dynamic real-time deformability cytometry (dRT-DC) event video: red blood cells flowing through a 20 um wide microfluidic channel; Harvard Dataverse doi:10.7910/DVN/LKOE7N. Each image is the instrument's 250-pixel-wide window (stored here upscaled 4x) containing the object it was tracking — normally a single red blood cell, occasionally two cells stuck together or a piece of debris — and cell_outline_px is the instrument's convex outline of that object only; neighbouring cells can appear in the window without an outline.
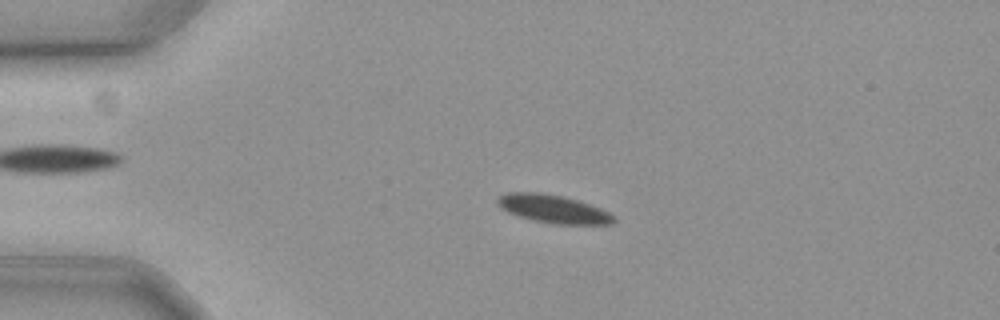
{"species": "common noctule bat (a hibernating species)", "species_latin": "Nyctalus noctula", "temperature_condition": "cold", "stored_images_in_passage": 58, "camera_frame_rate_fps": 3000, "um_per_image_px": 0.085, "animal": {"sex": "female", "body_mass_g": 19.3, "forearm_length_mm": 54.1}, "frame": {"image": 1, "passage_image": 13, "time_ms": 4.0, "image_size_px": [1000, 320], "cell_outline_px": [[616, 220], [612, 224], [556, 224], [536, 220], [520, 216], [508, 212], [500, 208], [496, 204], [496, 200], [500, 196], [508, 192], [540, 192], [564, 196], [600, 208], [616, 216]], "centroid_in_image_um": [47.02, 17.75], "position_along_channel_um": 38.0, "area_um2": 18.96}}
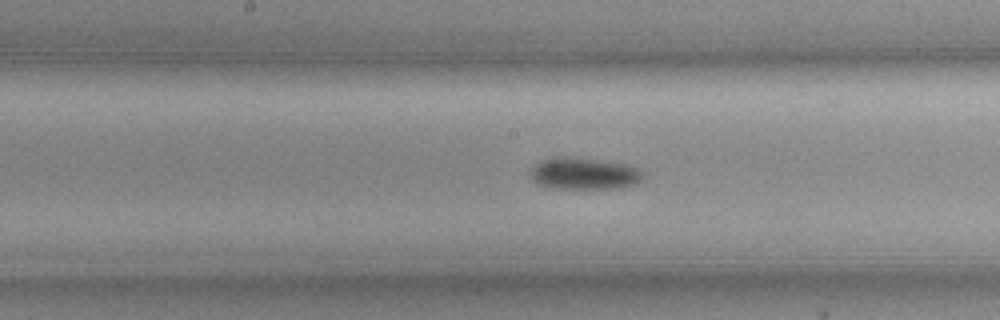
{"frame": {"image": 2, "passage_image": 30, "time_ms": 9.667, "image_size_px": [1000, 320], "cell_outline_px": [[644, 176], [636, 184], [620, 188], [552, 188], [536, 184], [528, 176], [528, 168], [540, 160], [556, 156], [596, 160], [632, 164], [644, 172]], "centroid_in_image_um": [49.6, 14.75], "position_along_channel_um": 198.6, "area_um2": 21.33}}
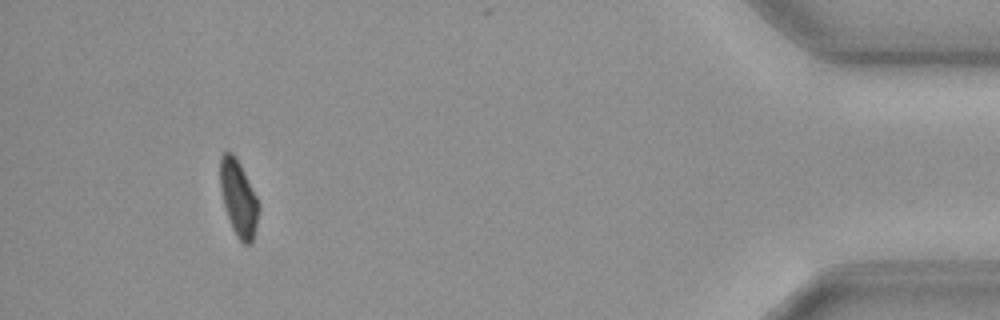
{"frame": {"image": 3, "passage_image": 54, "time_ms": 17.667, "image_size_px": [1000, 320], "cell_outline_px": [[260, 208], [252, 244], [244, 244], [236, 236], [232, 228], [224, 204], [220, 188], [220, 156], [224, 152], [232, 152], [240, 164], [260, 204]], "centroid_in_image_um": [20.28, 16.86], "position_along_channel_um": 414.9, "area_um2": 16.94}, "authors_computed_cell_mechanics": {"area_um2": 18.9006, "velocity_mm_per_s": 3.5459, "shape_relaxation_time_tau1_ms": null, "shape_relaxation_time_tau2_ms": 3.6424, "deformation_change_tau1": null, "deformation_change_tau2": 0.0734}}